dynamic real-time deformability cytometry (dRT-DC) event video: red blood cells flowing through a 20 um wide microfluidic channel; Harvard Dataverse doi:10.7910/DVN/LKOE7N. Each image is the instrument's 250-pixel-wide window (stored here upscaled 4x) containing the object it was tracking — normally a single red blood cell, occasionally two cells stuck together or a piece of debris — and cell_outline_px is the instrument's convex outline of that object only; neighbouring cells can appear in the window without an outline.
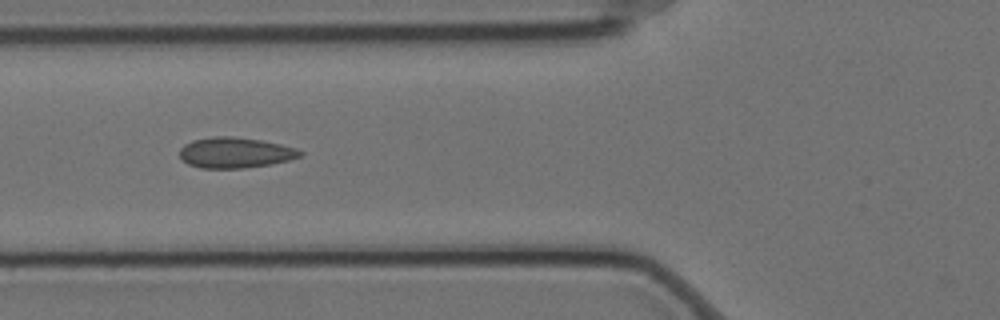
{"species": "Egyptian fruit bat (a non-hibernating species)", "species_latin": "Rousettus aegyptiacus", "temperature_condition": "cold", "stored_images_in_passage": 9, "camera_frame_rate_fps": 3000, "um_per_image_px": 0.085, "animal": {"sex": "female"}, "frame": {"image": 1, "passage_image": 4, "time_ms": 1.0, "image_size_px": [1000, 320], "cell_outline_px": [[304, 152], [300, 156], [288, 160], [272, 164], [244, 168], [200, 168], [188, 164], [180, 156], [180, 148], [184, 144], [192, 140], [212, 136], [232, 136], [260, 140], [280, 144], [296, 148]], "centroid_in_image_um": [19.98, 12.97], "position_along_channel_um": 105.8, "area_um2": 21.5}}
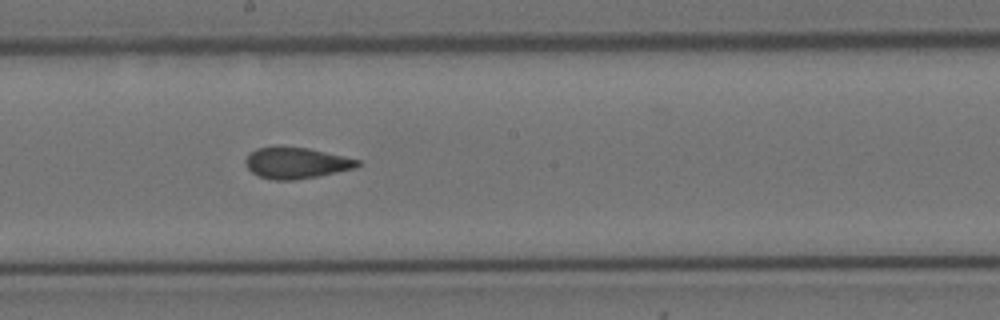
{"frame": {"image": 2, "passage_image": 7, "time_ms": 2.0, "image_size_px": [1000, 320], "cell_outline_px": [[360, 164], [356, 168], [296, 180], [272, 180], [260, 176], [252, 172], [244, 164], [244, 160], [256, 148], [276, 144], [308, 148], [344, 156], [360, 160]], "centroid_in_image_um": [25.14, 13.82], "position_along_channel_um": 223.1, "area_um2": 20.63}}
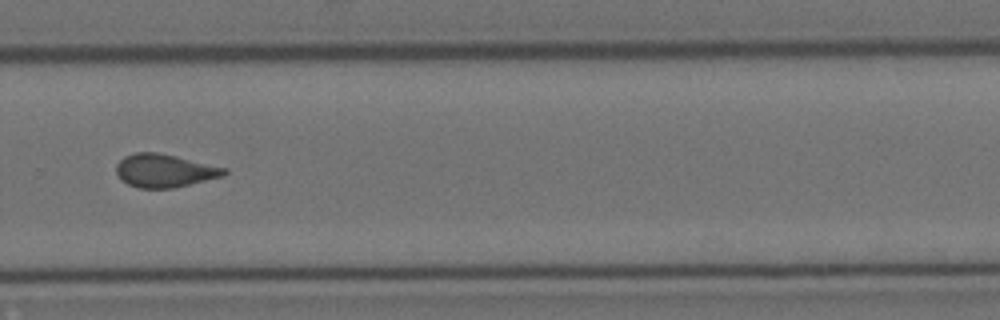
{"frame": {"image": 3, "passage_image": 9, "time_ms": 2.667, "image_size_px": [1000, 320], "cell_outline_px": [[228, 172], [224, 176], [172, 188], [136, 188], [120, 180], [116, 172], [116, 164], [124, 156], [132, 152], [156, 152], [176, 156], [228, 168]], "centroid_in_image_um": [13.97, 14.5], "position_along_channel_um": 315.8, "area_um2": 21.04}}